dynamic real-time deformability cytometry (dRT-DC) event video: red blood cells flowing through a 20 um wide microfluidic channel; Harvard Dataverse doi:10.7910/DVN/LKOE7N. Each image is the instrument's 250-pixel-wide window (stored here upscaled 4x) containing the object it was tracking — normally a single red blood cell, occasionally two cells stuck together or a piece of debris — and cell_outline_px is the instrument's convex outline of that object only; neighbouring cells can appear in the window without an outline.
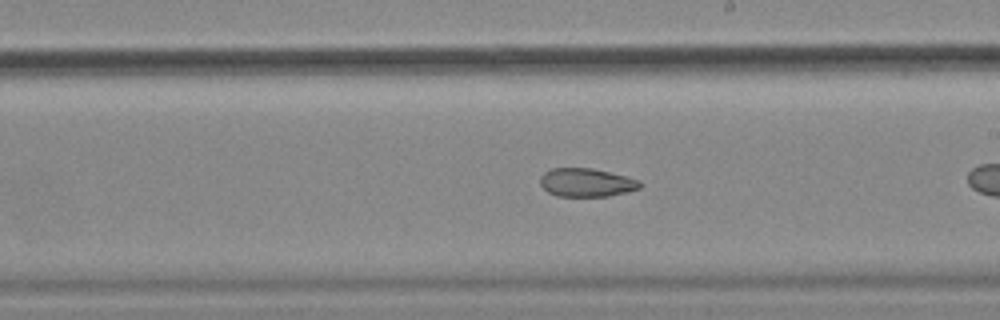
{"species": "common noctule bat (a hibernating species)", "species_latin": "Nyctalus noctula", "temperature_condition": "cold", "stored_images_in_passage": 30, "camera_frame_rate_fps": 3000, "um_per_image_px": 0.085, "animal": {"sex": "female", "body_mass_g": 18.4}, "frame": {"image": 1, "passage_image": 18, "time_ms": 5.667, "image_size_px": [1000, 320], "cell_outline_px": [[644, 184], [640, 188], [628, 192], [608, 196], [556, 196], [548, 192], [540, 184], [540, 176], [544, 172], [552, 168], [592, 168], [640, 180]], "centroid_in_image_um": [49.85, 15.52], "position_along_channel_um": 239.1, "area_um2": 16.59}}
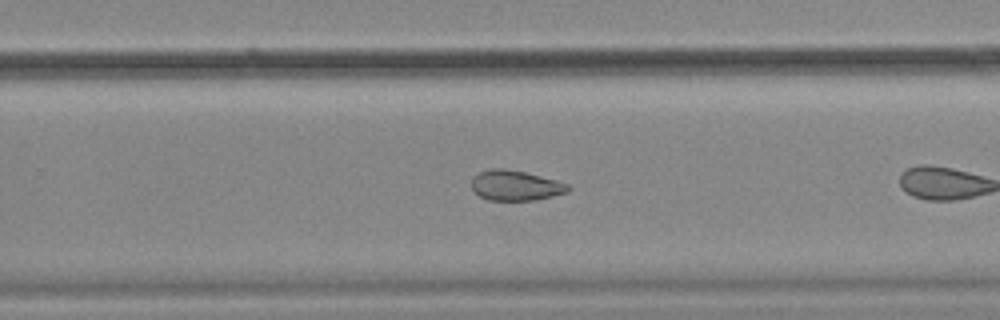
{"frame": {"image": 2, "passage_image": 22, "time_ms": 7.0, "image_size_px": [1000, 320], "cell_outline_px": [[572, 188], [568, 192], [536, 200], [488, 200], [480, 196], [472, 188], [472, 176], [480, 172], [492, 168], [500, 168], [524, 172], [556, 180], [568, 184]], "centroid_in_image_um": [43.83, 15.77], "position_along_channel_um": 286.0, "area_um2": 16.88}}